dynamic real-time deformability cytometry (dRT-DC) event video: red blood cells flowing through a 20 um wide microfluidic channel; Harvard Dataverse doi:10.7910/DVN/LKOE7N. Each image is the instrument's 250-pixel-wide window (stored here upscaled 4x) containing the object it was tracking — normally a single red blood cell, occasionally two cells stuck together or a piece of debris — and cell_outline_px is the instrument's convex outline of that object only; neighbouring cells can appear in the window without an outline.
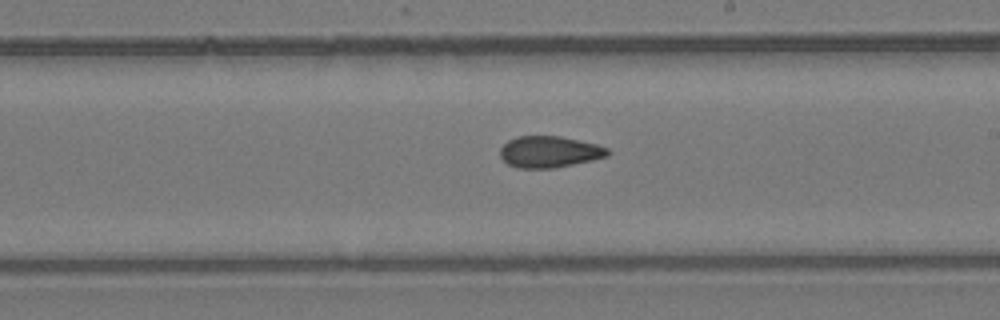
{"species": "common noctule bat (a hibernating species)", "species_latin": "Nyctalus noctula", "temperature_condition": "room temperature", "stored_images_in_passage": 8, "camera_frame_rate_fps": 3000, "um_per_image_px": 0.085, "animal": {"sex": "female", "body_mass_g": 24.6, "forearm_length_mm": 56.2}, "frame": {"image": 1, "passage_image": 8, "time_ms": 8.667, "image_size_px": [1000, 320], "cell_outline_px": [[612, 152], [608, 156], [592, 160], [552, 168], [516, 168], [508, 164], [500, 156], [500, 148], [508, 140], [520, 136], [560, 136], [596, 144], [608, 148]], "centroid_in_image_um": [46.7, 12.9], "position_along_channel_um": 242.3, "area_um2": 19.65}}